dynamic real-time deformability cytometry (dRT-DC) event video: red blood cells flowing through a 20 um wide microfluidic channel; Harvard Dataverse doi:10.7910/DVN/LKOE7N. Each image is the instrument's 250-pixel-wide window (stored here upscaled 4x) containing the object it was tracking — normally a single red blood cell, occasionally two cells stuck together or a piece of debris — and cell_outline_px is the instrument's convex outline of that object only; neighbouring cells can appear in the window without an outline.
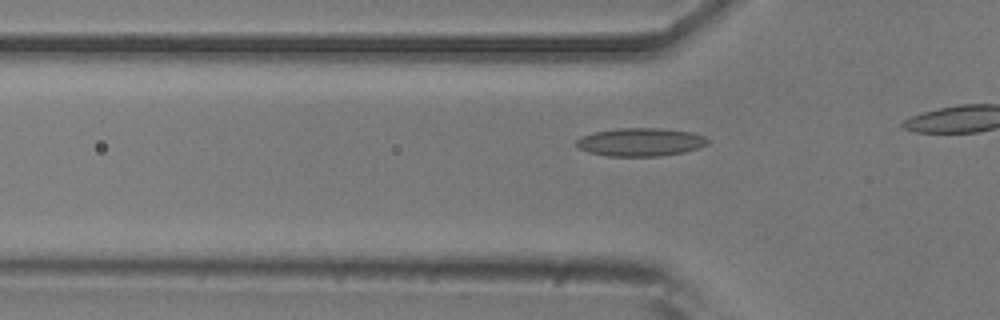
{"species": "common noctule bat (a hibernating species)", "species_latin": "Nyctalus noctula", "temperature_condition": "room temperature", "stored_images_in_passage": 18, "camera_frame_rate_fps": 3000, "um_per_image_px": 0.085, "animal": {"sex": "male", "body_mass_g": 20.5, "forearm_length_mm": 52.5}, "frame": {"image": 1, "passage_image": 13, "time_ms": 4.0, "image_size_px": [1000, 320], "cell_outline_px": [[712, 140], [708, 144], [700, 148], [684, 152], [660, 156], [608, 156], [588, 152], [572, 144], [580, 136], [592, 132], [616, 128], [660, 128], [692, 132], [704, 136]], "centroid_in_image_um": [54.44, 12.07], "position_along_channel_um": 71.4, "area_um2": 21.96}}